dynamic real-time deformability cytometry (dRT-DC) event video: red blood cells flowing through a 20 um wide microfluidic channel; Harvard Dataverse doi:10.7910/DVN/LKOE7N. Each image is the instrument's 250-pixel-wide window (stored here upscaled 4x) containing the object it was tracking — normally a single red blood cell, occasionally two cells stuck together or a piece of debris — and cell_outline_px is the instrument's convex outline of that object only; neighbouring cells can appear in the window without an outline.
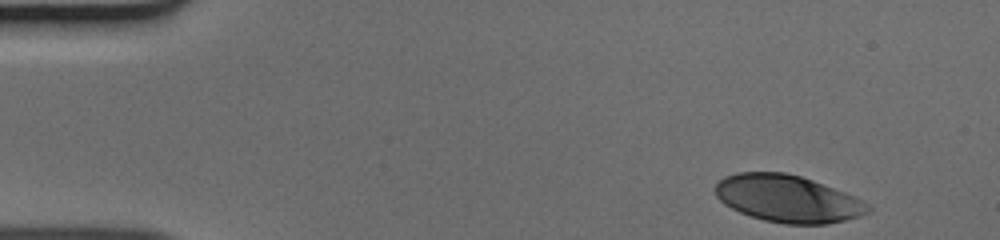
{"species": "human", "species_latin": "Homo sapiens", "temperature_condition": "cold", "stored_images_in_passage": 38, "camera_frame_rate_fps": 3000, "um_per_image_px": 0.085, "donor": {"sex": "male"}, "frame": {"image": 1, "passage_image": 1, "time_ms": 0.0, "image_size_px": [1000, 240], "cell_outline_px": [[872, 208], [868, 212], [860, 216], [828, 224], [784, 224], [764, 220], [740, 212], [724, 204], [716, 196], [716, 184], [724, 176], [736, 172], [784, 172], [800, 176], [812, 180], [844, 192], [868, 204]], "centroid_in_image_um": [66.93, 16.89], "position_along_channel_um": 18.1, "area_um2": 41.67}}
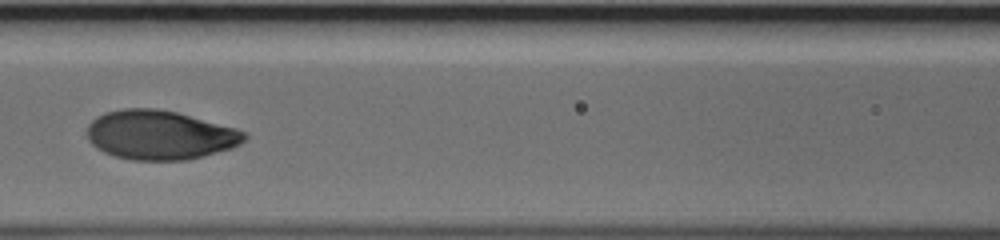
{"frame": {"image": 2, "passage_image": 19, "time_ms": 6.0, "image_size_px": [1000, 240], "cell_outline_px": [[248, 136], [240, 144], [232, 148], [188, 160], [132, 160], [116, 156], [104, 152], [96, 148], [88, 140], [88, 124], [96, 116], [104, 112], [124, 108], [156, 108], [176, 112], [236, 128], [248, 132]], "centroid_in_image_um": [13.59, 11.47], "position_along_channel_um": 153.0, "area_um2": 45.26}}
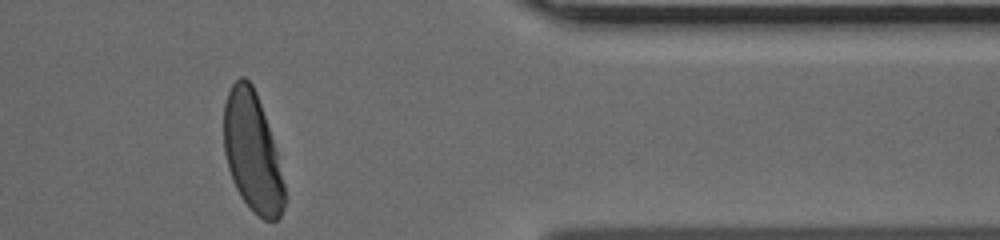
{"frame": {"image": 3, "passage_image": 38, "time_ms": 12.333, "image_size_px": [1000, 240], "cell_outline_px": [[288, 196], [284, 208], [280, 216], [276, 220], [264, 220], [256, 216], [248, 208], [240, 196], [232, 180], [228, 168], [224, 152], [224, 104], [228, 92], [232, 84], [240, 76], [244, 76], [252, 84], [256, 92], [276, 152]], "centroid_in_image_um": [21.45, 13.0], "position_along_channel_um": 389.9, "area_um2": 42.31}}